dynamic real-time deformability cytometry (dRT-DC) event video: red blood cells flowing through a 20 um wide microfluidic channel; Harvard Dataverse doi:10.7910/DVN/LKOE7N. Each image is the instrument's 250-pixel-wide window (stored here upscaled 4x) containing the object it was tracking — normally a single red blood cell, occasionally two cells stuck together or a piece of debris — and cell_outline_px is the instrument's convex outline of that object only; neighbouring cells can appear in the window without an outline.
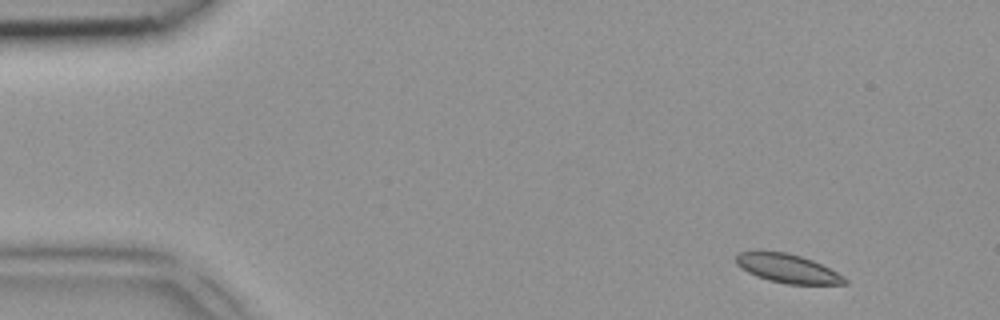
{"species": "common noctule bat (a hibernating species)", "species_latin": "Nyctalus noctula", "temperature_condition": "room temperature", "stored_images_in_passage": 4, "camera_frame_rate_fps": 3000, "um_per_image_px": 0.085, "animal": {"sex": "female", "body_mass_g": 18.4}, "frame": {"image": 1, "passage_image": 1, "time_ms": 0.0, "image_size_px": [1000, 320], "cell_outline_px": [[848, 284], [788, 284], [768, 280], [756, 276], [740, 268], [736, 264], [736, 256], [740, 252], [756, 248], [788, 252], [812, 260], [844, 276], [848, 280]], "centroid_in_image_um": [66.87, 22.78], "position_along_channel_um": 18.1, "area_um2": 18.67}}
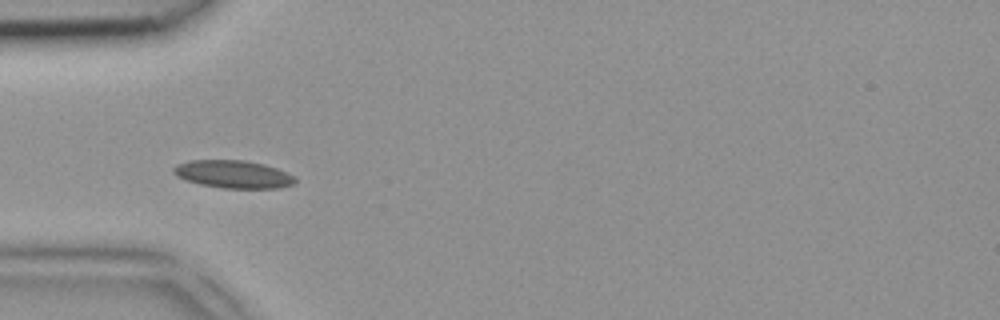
{"frame": {"image": 2, "passage_image": 4, "time_ms": 1.0, "image_size_px": [1000, 320], "cell_outline_px": [[296, 184], [280, 188], [224, 188], [200, 184], [184, 180], [176, 176], [172, 172], [172, 168], [176, 164], [192, 160], [244, 160], [264, 164], [276, 168], [296, 176]], "centroid_in_image_um": [19.83, 14.81], "position_along_channel_um": 65.2, "area_um2": 19.88}}